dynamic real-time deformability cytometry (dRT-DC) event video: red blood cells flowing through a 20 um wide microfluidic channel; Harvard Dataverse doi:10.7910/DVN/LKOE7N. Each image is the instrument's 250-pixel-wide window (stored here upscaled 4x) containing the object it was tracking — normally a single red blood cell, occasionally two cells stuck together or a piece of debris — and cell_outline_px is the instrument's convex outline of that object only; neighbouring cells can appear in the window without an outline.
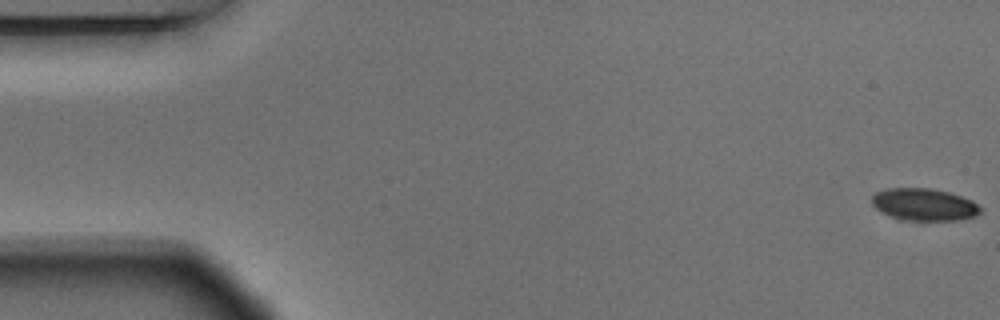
{"species": "Egyptian fruit bat (a non-hibernating species)", "species_latin": "Rousettus aegyptiacus", "temperature_condition": "warm", "stored_images_in_passage": 55, "camera_frame_rate_fps": 3000, "um_per_image_px": 0.085, "animal": {"sex": "male"}, "frame": {"image": 1, "passage_image": 1, "time_ms": 0.0, "image_size_px": [1000, 320], "cell_outline_px": [[980, 212], [976, 216], [956, 220], [904, 220], [892, 216], [876, 208], [872, 204], [872, 196], [876, 192], [888, 188], [932, 188], [948, 192], [972, 200], [980, 208]], "centroid_in_image_um": [78.55, 17.37], "position_along_channel_um": 6.5, "area_um2": 20.11}}
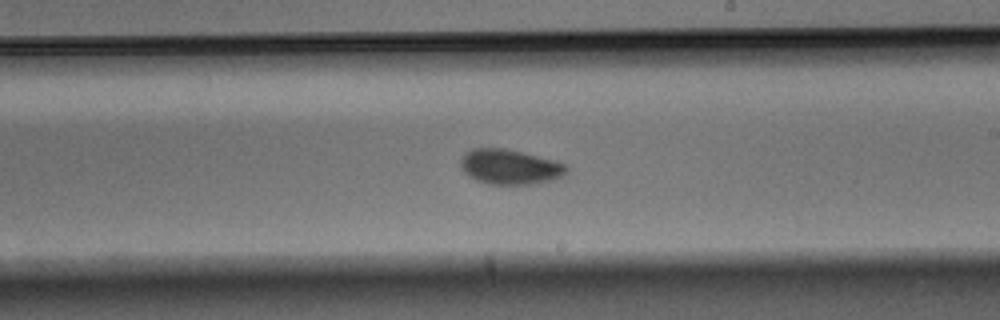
{"frame": {"image": 2, "passage_image": 32, "time_ms": 10.333, "image_size_px": [1000, 320], "cell_outline_px": [[568, 172], [564, 176], [556, 180], [536, 184], [488, 184], [476, 180], [468, 176], [460, 168], [460, 160], [464, 152], [472, 148], [504, 148], [556, 160], [564, 164], [568, 168]], "centroid_in_image_um": [43.35, 14.19], "position_along_channel_um": 245.7, "area_um2": 22.02}}
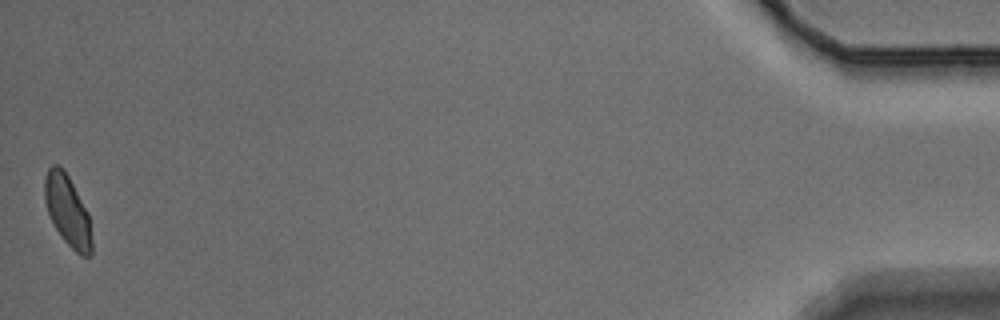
{"frame": {"image": 3, "passage_image": 55, "time_ms": 18.0, "image_size_px": [1000, 320], "cell_outline_px": [[92, 256], [80, 256], [64, 240], [56, 228], [48, 212], [44, 200], [44, 180], [48, 168], [52, 164], [60, 164], [64, 168], [88, 212], [92, 240]], "centroid_in_image_um": [5.75, 17.88], "position_along_channel_um": 429.5, "area_um2": 19.48}, "authors_computed_cell_mechanics": {"area_um2": 20.8658, "velocity_mm_per_s": 3.6679, "shape_relaxation_time_tau1_ms": 3.1416, "shape_relaxation_time_tau2_ms": 2.6687, "deformation_change_tau1": 0.0968, "deformation_change_tau2": 0.0558}}